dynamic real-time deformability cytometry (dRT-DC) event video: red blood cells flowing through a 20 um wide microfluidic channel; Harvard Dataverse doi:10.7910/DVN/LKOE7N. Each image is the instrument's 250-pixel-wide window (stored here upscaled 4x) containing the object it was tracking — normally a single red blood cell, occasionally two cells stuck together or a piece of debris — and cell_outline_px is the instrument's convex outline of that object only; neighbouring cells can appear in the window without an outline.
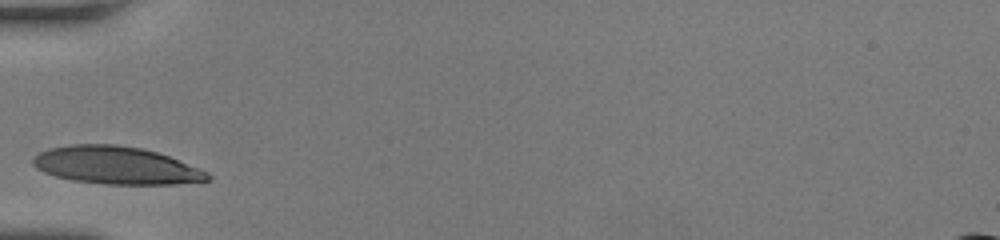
{"species": "human", "species_latin": "Homo sapiens", "temperature_condition": "room temperature", "stored_images_in_passage": 25, "camera_frame_rate_fps": 3000, "um_per_image_px": 0.085, "donor": {"sex": "female"}, "frame": {"image": 1, "passage_image": 1, "time_ms": 0.0, "image_size_px": [1000, 240], "cell_outline_px": [[212, 180], [172, 184], [104, 184], [72, 180], [56, 176], [44, 172], [36, 168], [32, 164], [32, 160], [40, 152], [48, 148], [68, 144], [116, 144], [140, 148], [156, 152], [168, 156], [208, 172], [212, 176]], "centroid_in_image_um": [9.85, 14.05], "position_along_channel_um": 75.2, "area_um2": 38.21}}
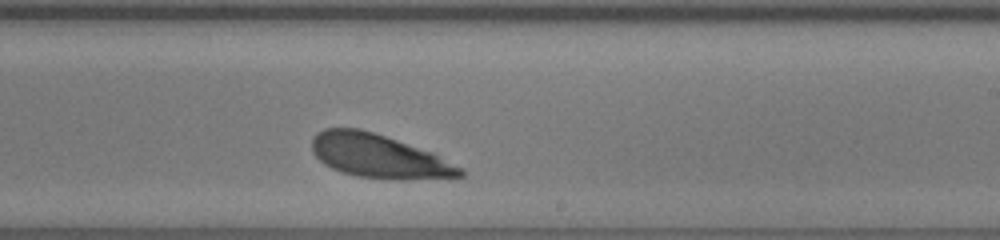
{"frame": {"image": 2, "passage_image": 15, "time_ms": 4.667, "image_size_px": [1000, 240], "cell_outline_px": [[464, 176], [408, 180], [400, 180], [356, 176], [332, 168], [324, 164], [312, 152], [312, 140], [316, 132], [324, 128], [360, 128], [432, 152], [464, 168]], "centroid_in_image_um": [32.21, 13.28], "position_along_channel_um": 256.8, "area_um2": 37.57}}
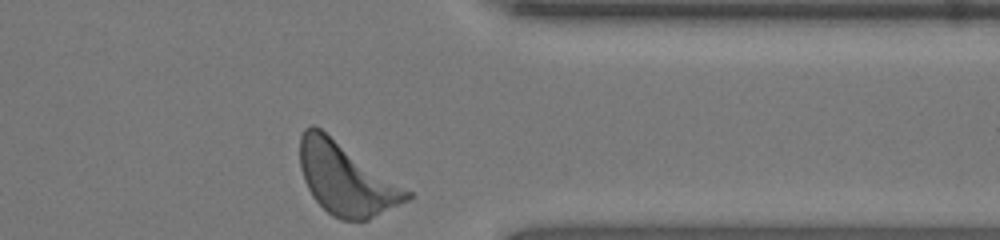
{"frame": {"image": 3, "passage_image": 25, "time_ms": 8.0, "image_size_px": [1000, 240], "cell_outline_px": [[412, 196], [408, 200], [368, 220], [340, 220], [332, 216], [312, 196], [304, 180], [300, 168], [300, 136], [304, 128], [312, 124], [320, 128], [412, 192]], "centroid_in_image_um": [29.4, 15.2], "position_along_channel_um": 382.0, "area_um2": 44.45}, "authors_computed_cell_mechanics": {"area_um2": 38.2058, "velocity_mm_per_s": 3.9126, "shape_relaxation_time_tau1_ms": 1.6797, "shape_relaxation_time_tau2_ms": 2.4334, "deformation_change_tau1": 0.1124, "deformation_change_tau2": 0.1049}}